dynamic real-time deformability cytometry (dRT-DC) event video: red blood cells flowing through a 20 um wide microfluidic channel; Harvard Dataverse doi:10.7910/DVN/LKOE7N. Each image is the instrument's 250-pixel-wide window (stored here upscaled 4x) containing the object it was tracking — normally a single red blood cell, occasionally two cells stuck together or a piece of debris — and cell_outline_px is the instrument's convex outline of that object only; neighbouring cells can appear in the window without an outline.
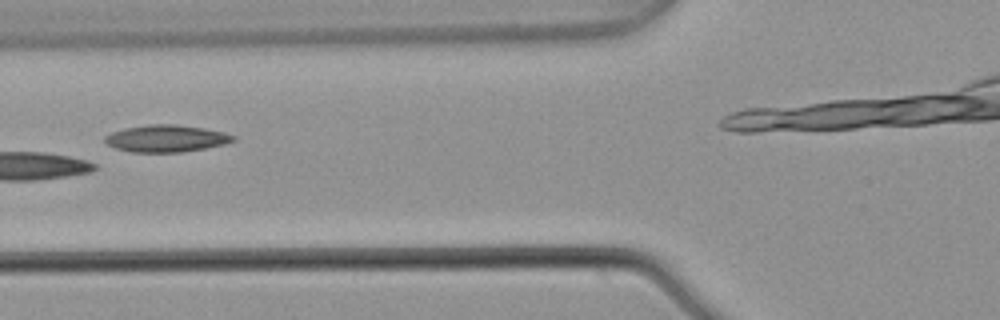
{"species": "common noctule bat (a hibernating species)", "species_latin": "Nyctalus noctula", "temperature_condition": "warm", "stored_images_in_passage": 4, "camera_frame_rate_fps": 3000, "um_per_image_px": 0.085, "animal": {"sex": "male", "body_mass_g": 21.5, "forearm_length_mm": 52.0}, "frame": {"image": 1, "passage_image": 3, "time_ms": 0.667, "image_size_px": [1000, 320], "cell_outline_px": [[236, 140], [224, 144], [204, 148], [180, 152], [132, 152], [116, 148], [108, 144], [104, 140], [104, 136], [112, 132], [124, 128], [148, 124], [176, 124], [204, 128], [224, 132], [236, 136]], "centroid_in_image_um": [14.13, 11.76], "position_along_channel_um": 111.7, "area_um2": 20.17}}